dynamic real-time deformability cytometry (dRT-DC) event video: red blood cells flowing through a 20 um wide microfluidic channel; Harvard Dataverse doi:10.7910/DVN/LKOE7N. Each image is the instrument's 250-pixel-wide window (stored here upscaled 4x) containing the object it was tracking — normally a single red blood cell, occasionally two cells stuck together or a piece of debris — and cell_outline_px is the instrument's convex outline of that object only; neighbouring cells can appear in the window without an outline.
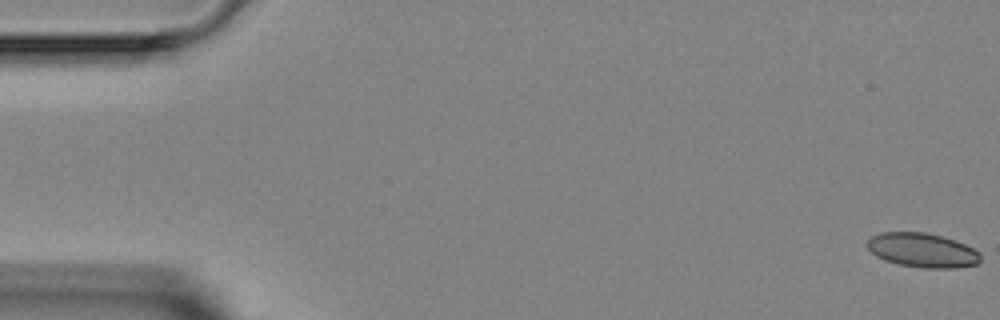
{"species": "Egyptian fruit bat (a non-hibernating species)", "species_latin": "Rousettus aegyptiacus", "temperature_condition": "room temperature", "stored_images_in_passage": 6, "camera_frame_rate_fps": 3000, "um_per_image_px": 0.085, "animal": {"sex": "female"}, "frame": {"image": 1, "passage_image": 1, "time_ms": 0.0, "image_size_px": [1000, 320], "cell_outline_px": [[980, 260], [976, 264], [956, 268], [924, 268], [900, 264], [884, 260], [876, 256], [868, 248], [868, 240], [872, 236], [880, 232], [924, 232], [940, 236], [964, 244], [980, 252]], "centroid_in_image_um": [78.39, 21.27], "position_along_channel_um": 6.6, "area_um2": 22.37}}
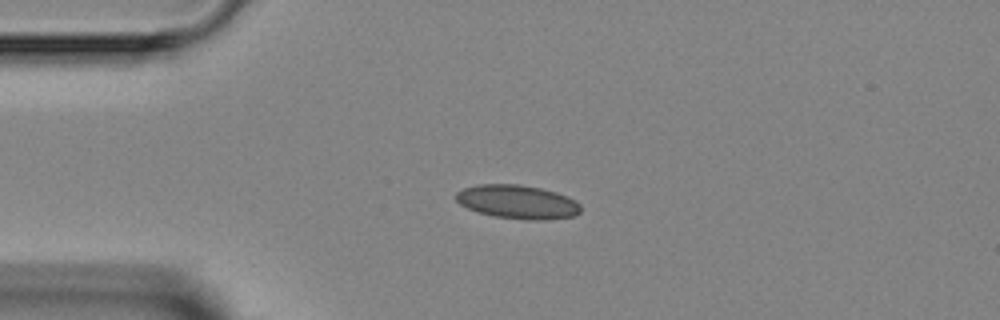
{"frame": {"image": 2, "passage_image": 4, "time_ms": 3.667, "image_size_px": [1000, 320], "cell_outline_px": [[580, 212], [576, 216], [544, 220], [528, 220], [496, 216], [480, 212], [468, 208], [460, 204], [456, 200], [456, 192], [464, 188], [476, 184], [520, 184], [540, 188], [556, 192], [568, 196], [576, 200], [580, 204]], "centroid_in_image_um": [44.02, 17.15], "position_along_channel_um": 41.0, "area_um2": 24.57}}
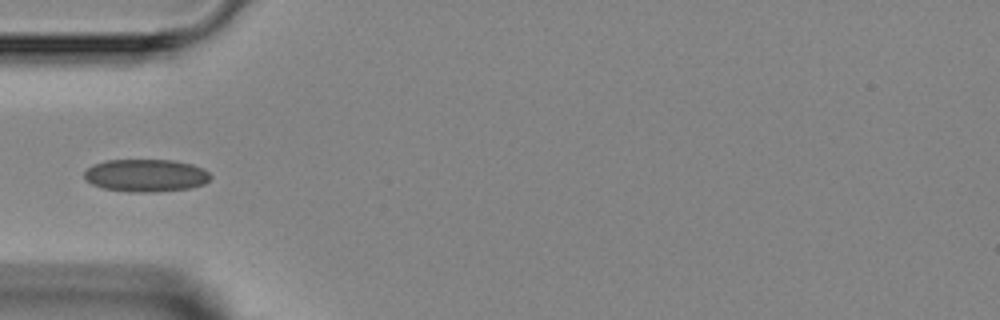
{"frame": {"image": 3, "passage_image": 5, "time_ms": 5.0, "image_size_px": [1000, 320], "cell_outline_px": [[212, 176], [204, 184], [192, 188], [152, 192], [128, 192], [104, 188], [92, 184], [84, 180], [84, 172], [92, 164], [104, 160], [172, 160], [192, 164], [204, 168]], "centroid_in_image_um": [12.39, 14.91], "position_along_channel_um": 72.6, "area_um2": 24.22}}